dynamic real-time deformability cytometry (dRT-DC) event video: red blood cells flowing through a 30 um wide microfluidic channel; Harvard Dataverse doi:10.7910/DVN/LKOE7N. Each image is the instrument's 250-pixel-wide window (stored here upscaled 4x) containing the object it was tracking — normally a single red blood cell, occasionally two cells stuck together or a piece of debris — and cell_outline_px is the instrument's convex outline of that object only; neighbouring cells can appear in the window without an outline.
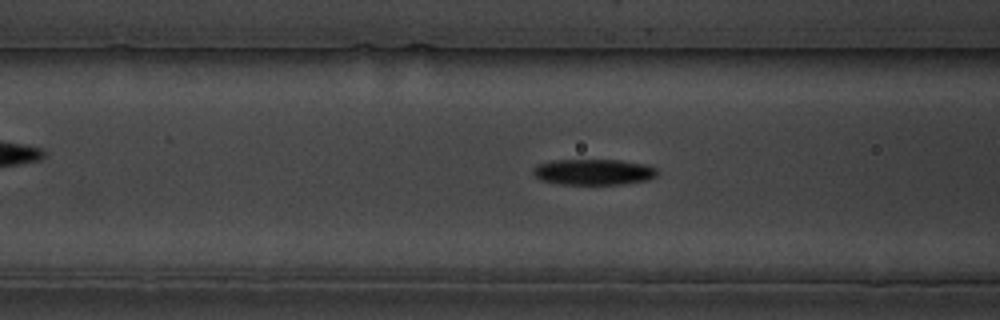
{"species": "common noctule bat (a hibernating species)", "species_latin": "Nyctalus noctula", "temperature_condition": "cold", "stored_images_in_passage": 60, "segment_of_instrument_passage": [1, 2], "camera_frame_rate_fps": 3000, "um_per_image_px": 0.085, "animal": {"sex": "male", "body_mass_g": 19.5, "forearm_length_mm": 54.6}, "frame": {"image": 1, "passage_image": 23, "time_ms": 7.333, "image_size_px": [1000, 320], "cell_outline_px": [[656, 176], [648, 180], [624, 184], [556, 184], [540, 180], [532, 172], [532, 168], [536, 164], [552, 160], [620, 160], [644, 164], [656, 168]], "centroid_in_image_um": [50.4, 14.62], "position_along_channel_um": 116.2, "area_um2": 18.84}}
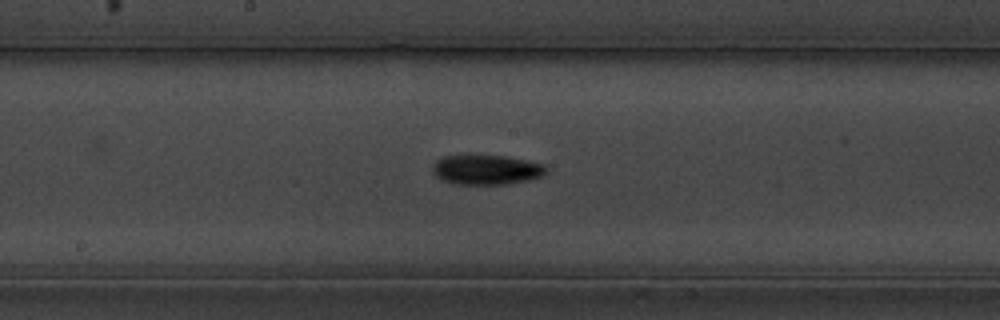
{"frame": {"image": 2, "passage_image": 31, "time_ms": 10.0, "image_size_px": [1000, 320], "cell_outline_px": [[548, 172], [544, 176], [528, 180], [504, 184], [452, 184], [440, 180], [432, 172], [432, 164], [436, 160], [444, 156], [508, 156], [544, 164], [548, 168]], "centroid_in_image_um": [41.35, 14.44], "position_along_channel_um": 206.8, "area_um2": 19.88}}
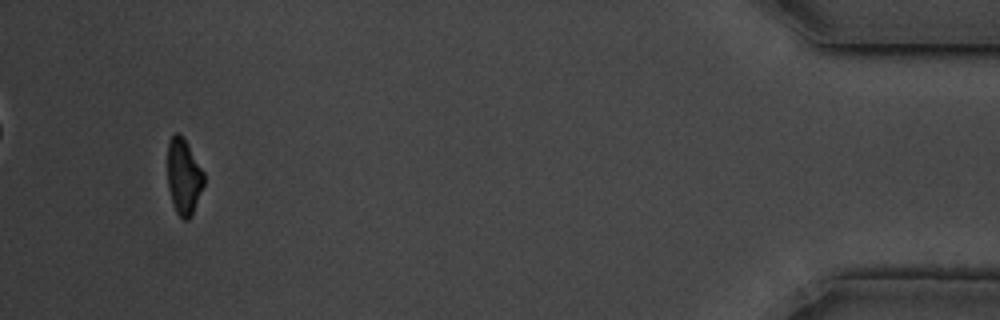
{"frame": {"image": 3, "passage_image": 56, "time_ms": 18.333, "image_size_px": [1000, 320], "cell_outline_px": [[204, 184], [192, 216], [188, 220], [184, 220], [176, 212], [172, 204], [168, 188], [168, 140], [176, 132], [188, 144], [204, 172]], "centroid_in_image_um": [15.62, 15.05], "position_along_channel_um": 419.6, "area_um2": 16.07}}